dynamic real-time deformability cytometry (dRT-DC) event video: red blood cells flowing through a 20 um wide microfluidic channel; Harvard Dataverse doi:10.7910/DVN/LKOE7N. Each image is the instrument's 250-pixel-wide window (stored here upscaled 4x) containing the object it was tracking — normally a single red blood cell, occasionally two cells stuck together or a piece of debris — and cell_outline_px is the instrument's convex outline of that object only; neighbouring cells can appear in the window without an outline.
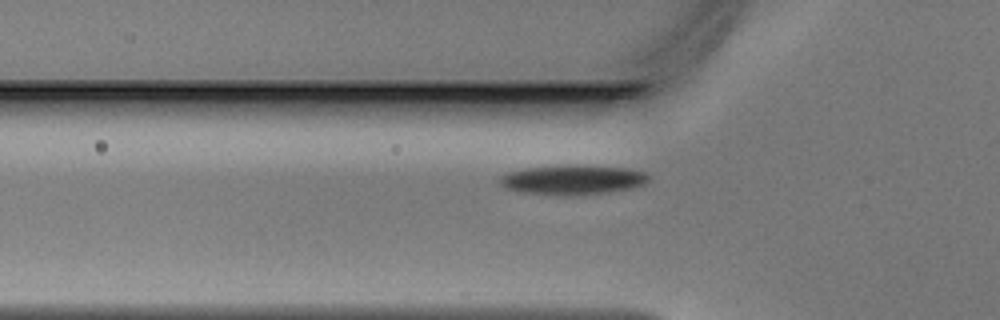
{"species": "Egyptian fruit bat (a non-hibernating species)", "species_latin": "Rousettus aegyptiacus", "temperature_condition": "warm", "stored_images_in_passage": 35, "camera_frame_rate_fps": 3000, "um_per_image_px": 0.085, "animal": {"sex": "male"}, "frame": {"image": 1, "passage_image": 3, "time_ms": 0.667, "image_size_px": [1000, 320], "cell_outline_px": [[648, 180], [644, 184], [628, 188], [604, 192], [524, 192], [504, 188], [500, 184], [500, 176], [512, 172], [532, 168], [624, 168], [644, 172], [648, 176]], "centroid_in_image_um": [48.68, 15.28], "position_along_channel_um": 77.1, "area_um2": 22.6}}
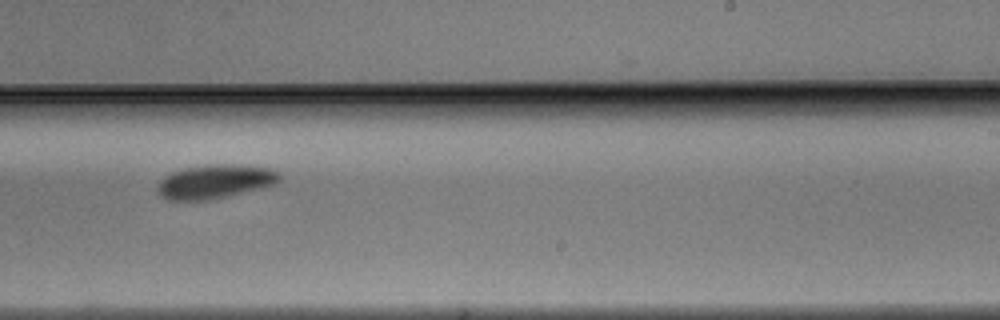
{"frame": {"image": 2, "passage_image": 17, "time_ms": 5.333, "image_size_px": [1000, 320], "cell_outline_px": [[280, 180], [276, 184], [228, 196], [208, 200], [168, 200], [160, 196], [156, 188], [172, 172], [188, 168], [264, 168], [276, 172], [280, 176]], "centroid_in_image_um": [18.22, 15.53], "position_along_channel_um": 270.8, "area_um2": 22.08}}
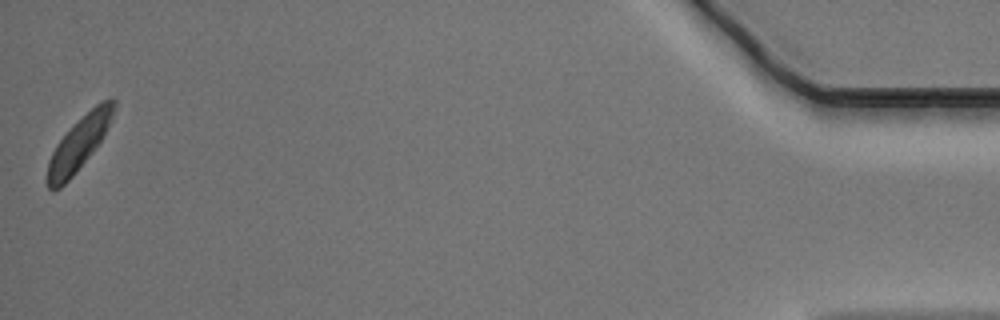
{"frame": {"image": 3, "passage_image": 35, "time_ms": 11.333, "image_size_px": [1000, 320], "cell_outline_px": [[116, 108], [100, 140], [92, 152], [72, 176], [60, 188], [52, 192], [48, 188], [48, 160], [56, 144], [96, 104], [104, 100], [116, 100]], "centroid_in_image_um": [6.68, 12.25], "position_along_channel_um": 428.5, "area_um2": 19.54}}